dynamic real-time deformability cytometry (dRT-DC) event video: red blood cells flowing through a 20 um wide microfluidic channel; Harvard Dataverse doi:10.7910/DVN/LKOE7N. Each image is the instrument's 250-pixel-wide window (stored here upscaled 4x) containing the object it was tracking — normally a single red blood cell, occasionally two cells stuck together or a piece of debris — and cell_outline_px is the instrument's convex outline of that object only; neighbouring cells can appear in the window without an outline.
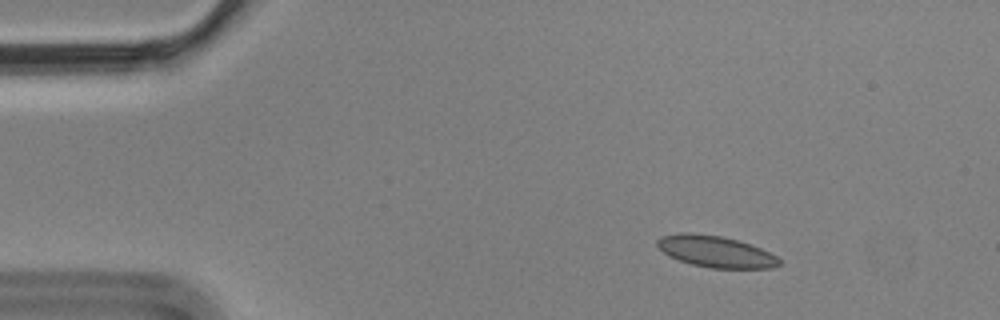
{"species": "Egyptian fruit bat (a non-hibernating species)", "species_latin": "Rousettus aegyptiacus", "temperature_condition": "cold", "stored_images_in_passage": 7, "camera_frame_rate_fps": 3000, "um_per_image_px": 0.085, "animal": {"sex": "male"}, "frame": {"image": 1, "passage_image": 2, "time_ms": 0.333, "image_size_px": [1000, 320], "cell_outline_px": [[780, 264], [772, 268], [712, 268], [692, 264], [668, 256], [656, 244], [656, 240], [660, 236], [680, 232], [692, 232], [720, 236], [736, 240], [760, 248], [776, 256], [780, 260]], "centroid_in_image_um": [60.79, 21.37], "position_along_channel_um": 24.2, "area_um2": 22.2}}
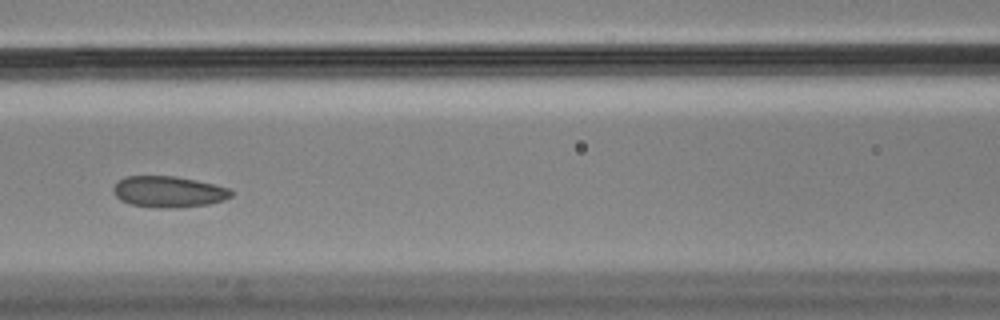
{"frame": {"image": 2, "passage_image": 7, "time_ms": 2.0, "image_size_px": [1000, 320], "cell_outline_px": [[232, 196], [224, 200], [208, 204], [180, 208], [156, 208], [132, 204], [120, 200], [116, 196], [112, 188], [124, 176], [176, 176], [196, 180], [228, 188], [232, 192]], "centroid_in_image_um": [14.32, 16.3], "position_along_channel_um": 152.3, "area_um2": 21.39}}